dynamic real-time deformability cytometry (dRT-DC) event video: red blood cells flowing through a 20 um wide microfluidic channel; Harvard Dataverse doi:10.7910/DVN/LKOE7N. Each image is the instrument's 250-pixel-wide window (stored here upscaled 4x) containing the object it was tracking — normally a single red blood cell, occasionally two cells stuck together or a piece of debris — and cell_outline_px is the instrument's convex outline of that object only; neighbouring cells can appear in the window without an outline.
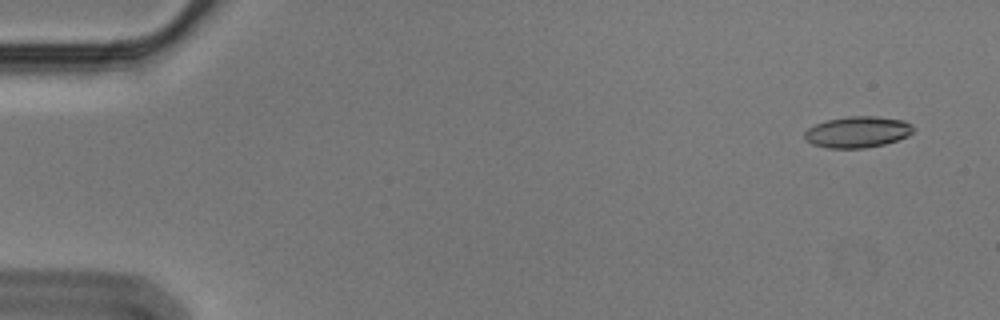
{"species": "Egyptian fruit bat (a non-hibernating species)", "species_latin": "Rousettus aegyptiacus", "temperature_condition": "cold", "stored_images_in_passage": 16, "camera_frame_rate_fps": 3000, "um_per_image_px": 0.085, "animal": {"sex": "male"}, "frame": {"image": 1, "passage_image": 4, "time_ms": 1.0, "image_size_px": [1000, 320], "cell_outline_px": [[912, 132], [908, 136], [884, 144], [864, 148], [828, 148], [812, 144], [804, 140], [804, 132], [808, 128], [816, 124], [828, 120], [848, 116], [876, 116], [904, 120], [912, 124]], "centroid_in_image_um": [72.87, 11.22], "position_along_channel_um": 12.1, "area_um2": 19.77}}